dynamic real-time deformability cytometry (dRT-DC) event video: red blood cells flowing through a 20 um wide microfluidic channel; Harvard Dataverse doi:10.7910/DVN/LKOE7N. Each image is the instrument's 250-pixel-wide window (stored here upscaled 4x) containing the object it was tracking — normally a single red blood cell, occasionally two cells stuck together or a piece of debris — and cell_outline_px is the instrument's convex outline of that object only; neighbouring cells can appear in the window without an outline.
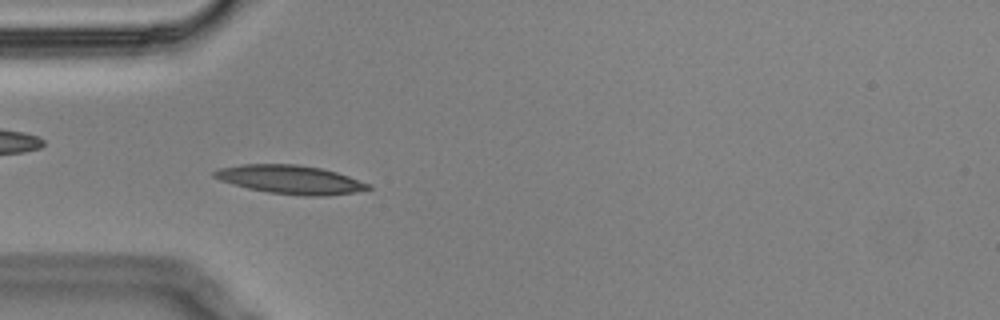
{"species": "Egyptian fruit bat (a non-hibernating species)", "species_latin": "Rousettus aegyptiacus", "temperature_condition": "cold", "stored_images_in_passage": 42, "camera_frame_rate_fps": 3000, "um_per_image_px": 0.085, "animal": {"sex": "male"}, "frame": {"image": 1, "passage_image": 1, "time_ms": 0.0, "image_size_px": [1000, 320], "cell_outline_px": [[372, 188], [356, 192], [328, 196], [304, 196], [268, 192], [248, 188], [220, 180], [212, 176], [212, 172], [216, 168], [240, 164], [296, 164], [320, 168], [336, 172], [372, 184]], "centroid_in_image_um": [24.68, 15.26], "position_along_channel_um": 60.3, "area_um2": 25.84}}
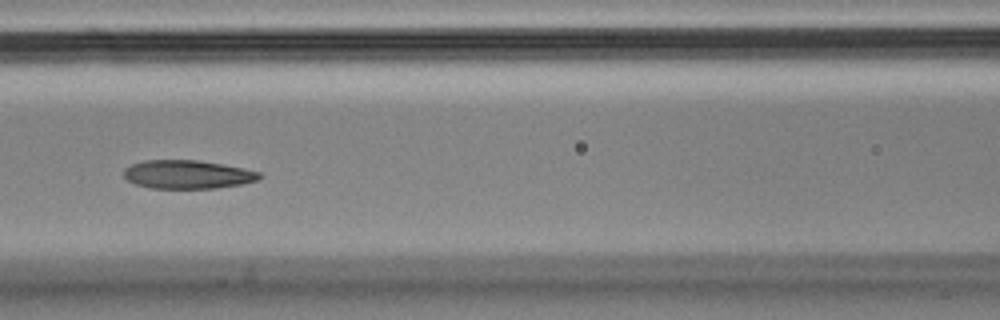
{"frame": {"image": 2, "passage_image": 9, "time_ms": 2.667, "image_size_px": [1000, 320], "cell_outline_px": [[264, 176], [256, 180], [240, 184], [216, 188], [148, 188], [136, 184], [128, 180], [124, 176], [124, 168], [132, 164], [144, 160], [196, 160], [224, 164], [244, 168], [260, 172]], "centroid_in_image_um": [15.94, 14.82], "position_along_channel_um": 150.7, "area_um2": 22.54}}
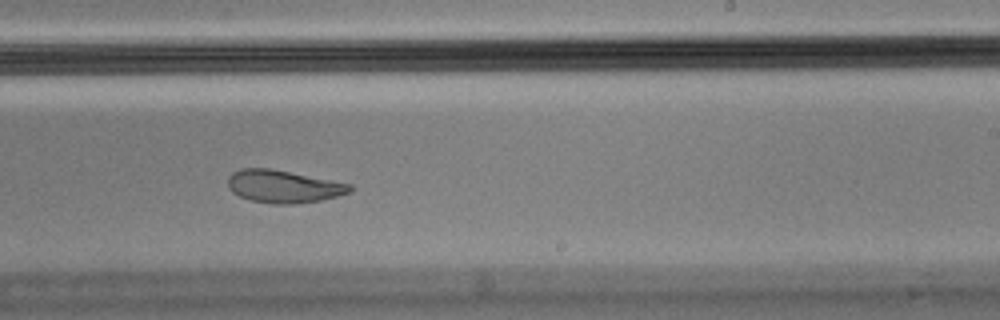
{"frame": {"image": 3, "passage_image": 19, "time_ms": 6.0, "image_size_px": [1000, 320], "cell_outline_px": [[352, 192], [320, 200], [296, 204], [272, 204], [252, 200], [240, 196], [232, 192], [228, 188], [228, 176], [232, 172], [240, 168], [272, 168], [352, 184]], "centroid_in_image_um": [24.08, 15.84], "position_along_channel_um": 264.9, "area_um2": 23.35}, "authors_computed_cell_mechanics": {"area_um2": 24.3916, "velocity_mm_per_s": 3.4371, "shape_relaxation_time_tau1_ms": null, "shape_relaxation_time_tau2_ms": 2.0894, "deformation_change_tau1": null, "deformation_change_tau2": 0.0684}}